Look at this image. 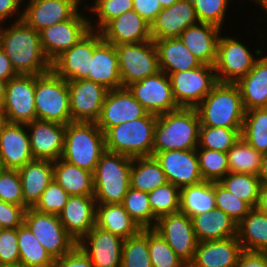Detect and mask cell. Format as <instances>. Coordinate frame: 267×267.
<instances>
[{
	"mask_svg": "<svg viewBox=\"0 0 267 267\" xmlns=\"http://www.w3.org/2000/svg\"><path fill=\"white\" fill-rule=\"evenodd\" d=\"M256 208L267 214V185L261 184Z\"/></svg>",
	"mask_w": 267,
	"mask_h": 267,
	"instance_id": "be15d7a7",
	"label": "cell"
},
{
	"mask_svg": "<svg viewBox=\"0 0 267 267\" xmlns=\"http://www.w3.org/2000/svg\"><path fill=\"white\" fill-rule=\"evenodd\" d=\"M237 238L245 251L267 252V214L252 208L237 224Z\"/></svg>",
	"mask_w": 267,
	"mask_h": 267,
	"instance_id": "836d02e7",
	"label": "cell"
},
{
	"mask_svg": "<svg viewBox=\"0 0 267 267\" xmlns=\"http://www.w3.org/2000/svg\"><path fill=\"white\" fill-rule=\"evenodd\" d=\"M133 158L105 151L93 173L96 204H122L130 188Z\"/></svg>",
	"mask_w": 267,
	"mask_h": 267,
	"instance_id": "5b68a950",
	"label": "cell"
},
{
	"mask_svg": "<svg viewBox=\"0 0 267 267\" xmlns=\"http://www.w3.org/2000/svg\"><path fill=\"white\" fill-rule=\"evenodd\" d=\"M216 208L221 209L238 224L252 207L245 201L226 190L218 182H214Z\"/></svg>",
	"mask_w": 267,
	"mask_h": 267,
	"instance_id": "f907efd6",
	"label": "cell"
},
{
	"mask_svg": "<svg viewBox=\"0 0 267 267\" xmlns=\"http://www.w3.org/2000/svg\"><path fill=\"white\" fill-rule=\"evenodd\" d=\"M0 267H24L22 265H9V266H0Z\"/></svg>",
	"mask_w": 267,
	"mask_h": 267,
	"instance_id": "2644e50d",
	"label": "cell"
},
{
	"mask_svg": "<svg viewBox=\"0 0 267 267\" xmlns=\"http://www.w3.org/2000/svg\"><path fill=\"white\" fill-rule=\"evenodd\" d=\"M17 239L19 265L24 267H53L55 259L39 243L25 223L17 228Z\"/></svg>",
	"mask_w": 267,
	"mask_h": 267,
	"instance_id": "f35d334b",
	"label": "cell"
},
{
	"mask_svg": "<svg viewBox=\"0 0 267 267\" xmlns=\"http://www.w3.org/2000/svg\"><path fill=\"white\" fill-rule=\"evenodd\" d=\"M199 23L191 0H178L172 6L162 8L151 23L153 41L179 38L189 26Z\"/></svg>",
	"mask_w": 267,
	"mask_h": 267,
	"instance_id": "603a6c76",
	"label": "cell"
},
{
	"mask_svg": "<svg viewBox=\"0 0 267 267\" xmlns=\"http://www.w3.org/2000/svg\"><path fill=\"white\" fill-rule=\"evenodd\" d=\"M173 96L180 108H196L217 83L215 67L207 64L169 75Z\"/></svg>",
	"mask_w": 267,
	"mask_h": 267,
	"instance_id": "30bf717a",
	"label": "cell"
},
{
	"mask_svg": "<svg viewBox=\"0 0 267 267\" xmlns=\"http://www.w3.org/2000/svg\"><path fill=\"white\" fill-rule=\"evenodd\" d=\"M195 109L200 126L243 127L245 109L236 83L217 82Z\"/></svg>",
	"mask_w": 267,
	"mask_h": 267,
	"instance_id": "7a4b0ae2",
	"label": "cell"
},
{
	"mask_svg": "<svg viewBox=\"0 0 267 267\" xmlns=\"http://www.w3.org/2000/svg\"><path fill=\"white\" fill-rule=\"evenodd\" d=\"M25 206L0 200V229L18 228L24 223Z\"/></svg>",
	"mask_w": 267,
	"mask_h": 267,
	"instance_id": "9f6ffc18",
	"label": "cell"
},
{
	"mask_svg": "<svg viewBox=\"0 0 267 267\" xmlns=\"http://www.w3.org/2000/svg\"><path fill=\"white\" fill-rule=\"evenodd\" d=\"M32 160L26 124L8 123L0 132V167L19 169Z\"/></svg>",
	"mask_w": 267,
	"mask_h": 267,
	"instance_id": "d4e9b609",
	"label": "cell"
},
{
	"mask_svg": "<svg viewBox=\"0 0 267 267\" xmlns=\"http://www.w3.org/2000/svg\"><path fill=\"white\" fill-rule=\"evenodd\" d=\"M18 171L22 183L24 206L33 208L54 179L53 161L34 159Z\"/></svg>",
	"mask_w": 267,
	"mask_h": 267,
	"instance_id": "f546056e",
	"label": "cell"
},
{
	"mask_svg": "<svg viewBox=\"0 0 267 267\" xmlns=\"http://www.w3.org/2000/svg\"><path fill=\"white\" fill-rule=\"evenodd\" d=\"M24 223L54 259L68 254L77 245L56 214L40 213L34 208H27Z\"/></svg>",
	"mask_w": 267,
	"mask_h": 267,
	"instance_id": "8fae6325",
	"label": "cell"
},
{
	"mask_svg": "<svg viewBox=\"0 0 267 267\" xmlns=\"http://www.w3.org/2000/svg\"><path fill=\"white\" fill-rule=\"evenodd\" d=\"M81 0H29L22 10V20L35 31L71 19L78 11Z\"/></svg>",
	"mask_w": 267,
	"mask_h": 267,
	"instance_id": "d6986e66",
	"label": "cell"
},
{
	"mask_svg": "<svg viewBox=\"0 0 267 267\" xmlns=\"http://www.w3.org/2000/svg\"><path fill=\"white\" fill-rule=\"evenodd\" d=\"M161 3L162 8H167L172 6L178 0H158Z\"/></svg>",
	"mask_w": 267,
	"mask_h": 267,
	"instance_id": "a7ac6f4b",
	"label": "cell"
},
{
	"mask_svg": "<svg viewBox=\"0 0 267 267\" xmlns=\"http://www.w3.org/2000/svg\"><path fill=\"white\" fill-rule=\"evenodd\" d=\"M220 33V27L199 22L185 29L179 39L202 64L214 66Z\"/></svg>",
	"mask_w": 267,
	"mask_h": 267,
	"instance_id": "f1b7e54d",
	"label": "cell"
},
{
	"mask_svg": "<svg viewBox=\"0 0 267 267\" xmlns=\"http://www.w3.org/2000/svg\"><path fill=\"white\" fill-rule=\"evenodd\" d=\"M121 267H152L148 229H141L136 235L123 241Z\"/></svg>",
	"mask_w": 267,
	"mask_h": 267,
	"instance_id": "7bdbcfd3",
	"label": "cell"
},
{
	"mask_svg": "<svg viewBox=\"0 0 267 267\" xmlns=\"http://www.w3.org/2000/svg\"><path fill=\"white\" fill-rule=\"evenodd\" d=\"M261 184L267 185V153L263 154L261 168L258 174Z\"/></svg>",
	"mask_w": 267,
	"mask_h": 267,
	"instance_id": "e7e4bbea",
	"label": "cell"
},
{
	"mask_svg": "<svg viewBox=\"0 0 267 267\" xmlns=\"http://www.w3.org/2000/svg\"><path fill=\"white\" fill-rule=\"evenodd\" d=\"M21 2L23 0H0V24L10 18L9 16L14 15V13L17 14L16 12L20 10Z\"/></svg>",
	"mask_w": 267,
	"mask_h": 267,
	"instance_id": "94428289",
	"label": "cell"
},
{
	"mask_svg": "<svg viewBox=\"0 0 267 267\" xmlns=\"http://www.w3.org/2000/svg\"><path fill=\"white\" fill-rule=\"evenodd\" d=\"M169 183L179 189L203 181L196 149L153 152Z\"/></svg>",
	"mask_w": 267,
	"mask_h": 267,
	"instance_id": "e0dca14e",
	"label": "cell"
},
{
	"mask_svg": "<svg viewBox=\"0 0 267 267\" xmlns=\"http://www.w3.org/2000/svg\"><path fill=\"white\" fill-rule=\"evenodd\" d=\"M67 86L72 122H96L109 90L87 79L67 81Z\"/></svg>",
	"mask_w": 267,
	"mask_h": 267,
	"instance_id": "2e32d148",
	"label": "cell"
},
{
	"mask_svg": "<svg viewBox=\"0 0 267 267\" xmlns=\"http://www.w3.org/2000/svg\"><path fill=\"white\" fill-rule=\"evenodd\" d=\"M245 111L267 107V56L255 62L251 71L237 83Z\"/></svg>",
	"mask_w": 267,
	"mask_h": 267,
	"instance_id": "d6a6232c",
	"label": "cell"
},
{
	"mask_svg": "<svg viewBox=\"0 0 267 267\" xmlns=\"http://www.w3.org/2000/svg\"><path fill=\"white\" fill-rule=\"evenodd\" d=\"M94 55V30H90L70 49L52 62V70L66 81L82 80L90 72V60Z\"/></svg>",
	"mask_w": 267,
	"mask_h": 267,
	"instance_id": "7402d4cb",
	"label": "cell"
},
{
	"mask_svg": "<svg viewBox=\"0 0 267 267\" xmlns=\"http://www.w3.org/2000/svg\"><path fill=\"white\" fill-rule=\"evenodd\" d=\"M199 22L210 23L221 29L229 0H191Z\"/></svg>",
	"mask_w": 267,
	"mask_h": 267,
	"instance_id": "f5cc1de1",
	"label": "cell"
},
{
	"mask_svg": "<svg viewBox=\"0 0 267 267\" xmlns=\"http://www.w3.org/2000/svg\"><path fill=\"white\" fill-rule=\"evenodd\" d=\"M168 183L167 177L154 156L133 158L130 171V187L150 193Z\"/></svg>",
	"mask_w": 267,
	"mask_h": 267,
	"instance_id": "8d00e7d4",
	"label": "cell"
},
{
	"mask_svg": "<svg viewBox=\"0 0 267 267\" xmlns=\"http://www.w3.org/2000/svg\"><path fill=\"white\" fill-rule=\"evenodd\" d=\"M35 75H17L7 81L2 105L8 123L27 124L37 120Z\"/></svg>",
	"mask_w": 267,
	"mask_h": 267,
	"instance_id": "4fadbf2b",
	"label": "cell"
},
{
	"mask_svg": "<svg viewBox=\"0 0 267 267\" xmlns=\"http://www.w3.org/2000/svg\"><path fill=\"white\" fill-rule=\"evenodd\" d=\"M241 137L259 153H267V107L245 111Z\"/></svg>",
	"mask_w": 267,
	"mask_h": 267,
	"instance_id": "60d3db41",
	"label": "cell"
},
{
	"mask_svg": "<svg viewBox=\"0 0 267 267\" xmlns=\"http://www.w3.org/2000/svg\"><path fill=\"white\" fill-rule=\"evenodd\" d=\"M35 108L37 120L67 125L72 122L67 81L52 69L35 76Z\"/></svg>",
	"mask_w": 267,
	"mask_h": 267,
	"instance_id": "52a82bcc",
	"label": "cell"
},
{
	"mask_svg": "<svg viewBox=\"0 0 267 267\" xmlns=\"http://www.w3.org/2000/svg\"><path fill=\"white\" fill-rule=\"evenodd\" d=\"M147 114V110L129 90L122 87L108 91L96 124L105 133L110 127L144 117Z\"/></svg>",
	"mask_w": 267,
	"mask_h": 267,
	"instance_id": "ac0fdd59",
	"label": "cell"
},
{
	"mask_svg": "<svg viewBox=\"0 0 267 267\" xmlns=\"http://www.w3.org/2000/svg\"><path fill=\"white\" fill-rule=\"evenodd\" d=\"M0 200L24 206L22 183L18 169H0Z\"/></svg>",
	"mask_w": 267,
	"mask_h": 267,
	"instance_id": "db71d44e",
	"label": "cell"
},
{
	"mask_svg": "<svg viewBox=\"0 0 267 267\" xmlns=\"http://www.w3.org/2000/svg\"><path fill=\"white\" fill-rule=\"evenodd\" d=\"M17 20L0 30V48L10 59L12 67L19 75H42L49 72L52 63L44 54L40 32L35 31L22 20Z\"/></svg>",
	"mask_w": 267,
	"mask_h": 267,
	"instance_id": "6da1fadb",
	"label": "cell"
},
{
	"mask_svg": "<svg viewBox=\"0 0 267 267\" xmlns=\"http://www.w3.org/2000/svg\"><path fill=\"white\" fill-rule=\"evenodd\" d=\"M19 265L17 228L0 229V266Z\"/></svg>",
	"mask_w": 267,
	"mask_h": 267,
	"instance_id": "11a10c76",
	"label": "cell"
},
{
	"mask_svg": "<svg viewBox=\"0 0 267 267\" xmlns=\"http://www.w3.org/2000/svg\"><path fill=\"white\" fill-rule=\"evenodd\" d=\"M95 226L123 240L136 235L141 230L122 204H96Z\"/></svg>",
	"mask_w": 267,
	"mask_h": 267,
	"instance_id": "e575fe53",
	"label": "cell"
},
{
	"mask_svg": "<svg viewBox=\"0 0 267 267\" xmlns=\"http://www.w3.org/2000/svg\"><path fill=\"white\" fill-rule=\"evenodd\" d=\"M6 84V80L0 79V106L3 105L5 99Z\"/></svg>",
	"mask_w": 267,
	"mask_h": 267,
	"instance_id": "03108f58",
	"label": "cell"
},
{
	"mask_svg": "<svg viewBox=\"0 0 267 267\" xmlns=\"http://www.w3.org/2000/svg\"><path fill=\"white\" fill-rule=\"evenodd\" d=\"M133 10L151 25L162 6L158 0H133Z\"/></svg>",
	"mask_w": 267,
	"mask_h": 267,
	"instance_id": "680465c9",
	"label": "cell"
},
{
	"mask_svg": "<svg viewBox=\"0 0 267 267\" xmlns=\"http://www.w3.org/2000/svg\"><path fill=\"white\" fill-rule=\"evenodd\" d=\"M93 4L89 9L94 15L97 14L98 22L96 27L90 19V29L96 31H100L110 20L133 10V0H95Z\"/></svg>",
	"mask_w": 267,
	"mask_h": 267,
	"instance_id": "681fc988",
	"label": "cell"
},
{
	"mask_svg": "<svg viewBox=\"0 0 267 267\" xmlns=\"http://www.w3.org/2000/svg\"><path fill=\"white\" fill-rule=\"evenodd\" d=\"M122 87L141 81L160 71L153 40L115 46Z\"/></svg>",
	"mask_w": 267,
	"mask_h": 267,
	"instance_id": "ba28073f",
	"label": "cell"
},
{
	"mask_svg": "<svg viewBox=\"0 0 267 267\" xmlns=\"http://www.w3.org/2000/svg\"><path fill=\"white\" fill-rule=\"evenodd\" d=\"M236 267H267V252L243 250L239 255Z\"/></svg>",
	"mask_w": 267,
	"mask_h": 267,
	"instance_id": "91938a15",
	"label": "cell"
},
{
	"mask_svg": "<svg viewBox=\"0 0 267 267\" xmlns=\"http://www.w3.org/2000/svg\"><path fill=\"white\" fill-rule=\"evenodd\" d=\"M86 79L99 83L108 90L122 88L115 45L104 41L100 31L96 30H94V55L90 60V72Z\"/></svg>",
	"mask_w": 267,
	"mask_h": 267,
	"instance_id": "44dd1931",
	"label": "cell"
},
{
	"mask_svg": "<svg viewBox=\"0 0 267 267\" xmlns=\"http://www.w3.org/2000/svg\"><path fill=\"white\" fill-rule=\"evenodd\" d=\"M69 197L70 195L53 179L33 208L40 213L59 215Z\"/></svg>",
	"mask_w": 267,
	"mask_h": 267,
	"instance_id": "816d5d0a",
	"label": "cell"
},
{
	"mask_svg": "<svg viewBox=\"0 0 267 267\" xmlns=\"http://www.w3.org/2000/svg\"><path fill=\"white\" fill-rule=\"evenodd\" d=\"M242 128H222V127H199V143L197 148L217 150L227 153V151L241 137Z\"/></svg>",
	"mask_w": 267,
	"mask_h": 267,
	"instance_id": "f6af8a7d",
	"label": "cell"
},
{
	"mask_svg": "<svg viewBox=\"0 0 267 267\" xmlns=\"http://www.w3.org/2000/svg\"><path fill=\"white\" fill-rule=\"evenodd\" d=\"M159 69L168 76L174 72L195 69L202 63L187 49L179 38L154 41Z\"/></svg>",
	"mask_w": 267,
	"mask_h": 267,
	"instance_id": "4dcf8cb0",
	"label": "cell"
},
{
	"mask_svg": "<svg viewBox=\"0 0 267 267\" xmlns=\"http://www.w3.org/2000/svg\"><path fill=\"white\" fill-rule=\"evenodd\" d=\"M53 267H94L90 258L76 245L68 254L55 259Z\"/></svg>",
	"mask_w": 267,
	"mask_h": 267,
	"instance_id": "6f0895ef",
	"label": "cell"
},
{
	"mask_svg": "<svg viewBox=\"0 0 267 267\" xmlns=\"http://www.w3.org/2000/svg\"><path fill=\"white\" fill-rule=\"evenodd\" d=\"M216 208L214 182L202 181L180 189V212L188 217Z\"/></svg>",
	"mask_w": 267,
	"mask_h": 267,
	"instance_id": "74e56055",
	"label": "cell"
},
{
	"mask_svg": "<svg viewBox=\"0 0 267 267\" xmlns=\"http://www.w3.org/2000/svg\"><path fill=\"white\" fill-rule=\"evenodd\" d=\"M149 204L158 219L164 215L180 211V189L172 183H166L148 193Z\"/></svg>",
	"mask_w": 267,
	"mask_h": 267,
	"instance_id": "7dc6e473",
	"label": "cell"
},
{
	"mask_svg": "<svg viewBox=\"0 0 267 267\" xmlns=\"http://www.w3.org/2000/svg\"><path fill=\"white\" fill-rule=\"evenodd\" d=\"M229 172L258 176L263 154L249 145L242 137L227 151Z\"/></svg>",
	"mask_w": 267,
	"mask_h": 267,
	"instance_id": "ab89813d",
	"label": "cell"
},
{
	"mask_svg": "<svg viewBox=\"0 0 267 267\" xmlns=\"http://www.w3.org/2000/svg\"><path fill=\"white\" fill-rule=\"evenodd\" d=\"M96 201L94 195L69 197L58 217L67 234L78 243L94 226Z\"/></svg>",
	"mask_w": 267,
	"mask_h": 267,
	"instance_id": "484cf974",
	"label": "cell"
},
{
	"mask_svg": "<svg viewBox=\"0 0 267 267\" xmlns=\"http://www.w3.org/2000/svg\"><path fill=\"white\" fill-rule=\"evenodd\" d=\"M193 228L198 242L227 239L237 236V223L221 209L193 216Z\"/></svg>",
	"mask_w": 267,
	"mask_h": 267,
	"instance_id": "1f68e13d",
	"label": "cell"
},
{
	"mask_svg": "<svg viewBox=\"0 0 267 267\" xmlns=\"http://www.w3.org/2000/svg\"><path fill=\"white\" fill-rule=\"evenodd\" d=\"M255 2L262 6L261 8H264L263 10H265L267 14V0H256Z\"/></svg>",
	"mask_w": 267,
	"mask_h": 267,
	"instance_id": "89a4df30",
	"label": "cell"
},
{
	"mask_svg": "<svg viewBox=\"0 0 267 267\" xmlns=\"http://www.w3.org/2000/svg\"><path fill=\"white\" fill-rule=\"evenodd\" d=\"M8 124V120L2 106H0V132Z\"/></svg>",
	"mask_w": 267,
	"mask_h": 267,
	"instance_id": "003e7915",
	"label": "cell"
},
{
	"mask_svg": "<svg viewBox=\"0 0 267 267\" xmlns=\"http://www.w3.org/2000/svg\"><path fill=\"white\" fill-rule=\"evenodd\" d=\"M126 88L150 114L159 116L180 109L173 96L170 78L161 70Z\"/></svg>",
	"mask_w": 267,
	"mask_h": 267,
	"instance_id": "7c38bea8",
	"label": "cell"
},
{
	"mask_svg": "<svg viewBox=\"0 0 267 267\" xmlns=\"http://www.w3.org/2000/svg\"><path fill=\"white\" fill-rule=\"evenodd\" d=\"M218 183L252 208L256 207L261 186L258 176L229 172Z\"/></svg>",
	"mask_w": 267,
	"mask_h": 267,
	"instance_id": "b9f144b4",
	"label": "cell"
},
{
	"mask_svg": "<svg viewBox=\"0 0 267 267\" xmlns=\"http://www.w3.org/2000/svg\"><path fill=\"white\" fill-rule=\"evenodd\" d=\"M153 229L187 265L193 261L198 241L190 217L180 211L167 214L157 219Z\"/></svg>",
	"mask_w": 267,
	"mask_h": 267,
	"instance_id": "5bb4252c",
	"label": "cell"
},
{
	"mask_svg": "<svg viewBox=\"0 0 267 267\" xmlns=\"http://www.w3.org/2000/svg\"><path fill=\"white\" fill-rule=\"evenodd\" d=\"M54 179L70 195H94L93 173L59 158L53 161Z\"/></svg>",
	"mask_w": 267,
	"mask_h": 267,
	"instance_id": "d590c367",
	"label": "cell"
},
{
	"mask_svg": "<svg viewBox=\"0 0 267 267\" xmlns=\"http://www.w3.org/2000/svg\"><path fill=\"white\" fill-rule=\"evenodd\" d=\"M263 50H255L254 57L250 50L241 41L235 38L222 37L218 41L215 74L217 82L237 83L245 77L263 54Z\"/></svg>",
	"mask_w": 267,
	"mask_h": 267,
	"instance_id": "9c48e42d",
	"label": "cell"
},
{
	"mask_svg": "<svg viewBox=\"0 0 267 267\" xmlns=\"http://www.w3.org/2000/svg\"><path fill=\"white\" fill-rule=\"evenodd\" d=\"M90 30V19L79 11L71 19L43 29L40 31V40L44 54L52 63Z\"/></svg>",
	"mask_w": 267,
	"mask_h": 267,
	"instance_id": "9a60e30c",
	"label": "cell"
},
{
	"mask_svg": "<svg viewBox=\"0 0 267 267\" xmlns=\"http://www.w3.org/2000/svg\"><path fill=\"white\" fill-rule=\"evenodd\" d=\"M105 151V134L96 122H71L66 125L61 159L94 173Z\"/></svg>",
	"mask_w": 267,
	"mask_h": 267,
	"instance_id": "277c9868",
	"label": "cell"
},
{
	"mask_svg": "<svg viewBox=\"0 0 267 267\" xmlns=\"http://www.w3.org/2000/svg\"><path fill=\"white\" fill-rule=\"evenodd\" d=\"M122 205L141 229L155 227L157 218L150 207L148 193L130 187L124 196Z\"/></svg>",
	"mask_w": 267,
	"mask_h": 267,
	"instance_id": "ee69618b",
	"label": "cell"
},
{
	"mask_svg": "<svg viewBox=\"0 0 267 267\" xmlns=\"http://www.w3.org/2000/svg\"><path fill=\"white\" fill-rule=\"evenodd\" d=\"M100 33L104 41L115 46L152 40L150 23L134 10L110 20Z\"/></svg>",
	"mask_w": 267,
	"mask_h": 267,
	"instance_id": "4316f807",
	"label": "cell"
},
{
	"mask_svg": "<svg viewBox=\"0 0 267 267\" xmlns=\"http://www.w3.org/2000/svg\"><path fill=\"white\" fill-rule=\"evenodd\" d=\"M157 116H146L110 127L105 134L106 151L130 158L153 155Z\"/></svg>",
	"mask_w": 267,
	"mask_h": 267,
	"instance_id": "8992f818",
	"label": "cell"
},
{
	"mask_svg": "<svg viewBox=\"0 0 267 267\" xmlns=\"http://www.w3.org/2000/svg\"><path fill=\"white\" fill-rule=\"evenodd\" d=\"M199 127L195 108H180L157 116L153 152L196 149Z\"/></svg>",
	"mask_w": 267,
	"mask_h": 267,
	"instance_id": "3957f363",
	"label": "cell"
},
{
	"mask_svg": "<svg viewBox=\"0 0 267 267\" xmlns=\"http://www.w3.org/2000/svg\"><path fill=\"white\" fill-rule=\"evenodd\" d=\"M203 181L219 182L229 173L228 155L217 150L196 148Z\"/></svg>",
	"mask_w": 267,
	"mask_h": 267,
	"instance_id": "bcb514c9",
	"label": "cell"
},
{
	"mask_svg": "<svg viewBox=\"0 0 267 267\" xmlns=\"http://www.w3.org/2000/svg\"><path fill=\"white\" fill-rule=\"evenodd\" d=\"M242 251L237 236L198 242L194 259L188 267H236Z\"/></svg>",
	"mask_w": 267,
	"mask_h": 267,
	"instance_id": "83f0119b",
	"label": "cell"
},
{
	"mask_svg": "<svg viewBox=\"0 0 267 267\" xmlns=\"http://www.w3.org/2000/svg\"><path fill=\"white\" fill-rule=\"evenodd\" d=\"M123 239L94 226L77 245L94 267H121Z\"/></svg>",
	"mask_w": 267,
	"mask_h": 267,
	"instance_id": "ffe728a7",
	"label": "cell"
},
{
	"mask_svg": "<svg viewBox=\"0 0 267 267\" xmlns=\"http://www.w3.org/2000/svg\"><path fill=\"white\" fill-rule=\"evenodd\" d=\"M148 246L152 267H188L153 228L148 229Z\"/></svg>",
	"mask_w": 267,
	"mask_h": 267,
	"instance_id": "c3c4849f",
	"label": "cell"
},
{
	"mask_svg": "<svg viewBox=\"0 0 267 267\" xmlns=\"http://www.w3.org/2000/svg\"><path fill=\"white\" fill-rule=\"evenodd\" d=\"M34 159L55 161L61 158L66 125L34 120L26 124Z\"/></svg>",
	"mask_w": 267,
	"mask_h": 267,
	"instance_id": "cb8c5ba5",
	"label": "cell"
},
{
	"mask_svg": "<svg viewBox=\"0 0 267 267\" xmlns=\"http://www.w3.org/2000/svg\"><path fill=\"white\" fill-rule=\"evenodd\" d=\"M12 67L10 59L6 56L4 51L0 48V79L8 81L9 79L17 76Z\"/></svg>",
	"mask_w": 267,
	"mask_h": 267,
	"instance_id": "6125c7cd",
	"label": "cell"
}]
</instances>
